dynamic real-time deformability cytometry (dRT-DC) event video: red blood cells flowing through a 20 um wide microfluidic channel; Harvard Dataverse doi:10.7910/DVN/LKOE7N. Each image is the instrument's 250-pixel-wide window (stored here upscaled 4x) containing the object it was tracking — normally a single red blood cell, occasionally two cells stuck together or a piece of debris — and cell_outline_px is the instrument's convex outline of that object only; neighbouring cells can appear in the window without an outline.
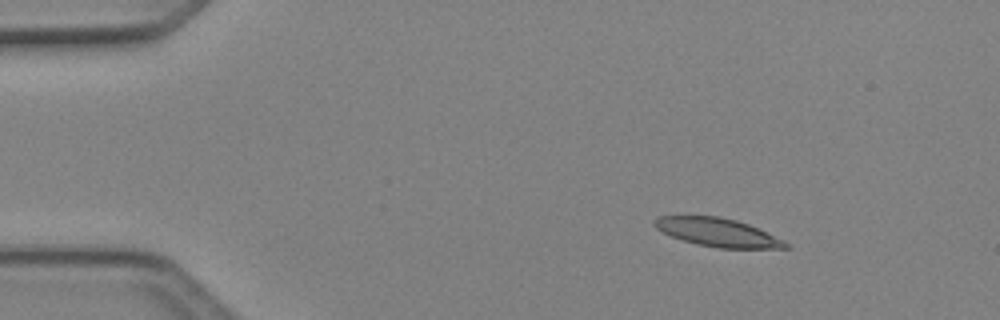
{"species": "Egyptian fruit bat (a non-hibernating species)", "species_latin": "Rousettus aegyptiacus", "temperature_condition": "cold", "stored_images_in_passage": 4, "camera_frame_rate_fps": 3000, "um_per_image_px": 0.085, "animal": {"sex": "female"}, "frame": {"image": 1, "passage_image": 2, "time_ms": 0.333, "image_size_px": [1000, 320], "cell_outline_px": [[792, 248], [716, 248], [696, 244], [672, 236], [656, 228], [652, 224], [652, 220], [660, 216], [720, 216], [736, 220], [748, 224], [784, 240]], "centroid_in_image_um": [61.0, 19.75], "position_along_channel_um": 24.0, "area_um2": 21.56}}